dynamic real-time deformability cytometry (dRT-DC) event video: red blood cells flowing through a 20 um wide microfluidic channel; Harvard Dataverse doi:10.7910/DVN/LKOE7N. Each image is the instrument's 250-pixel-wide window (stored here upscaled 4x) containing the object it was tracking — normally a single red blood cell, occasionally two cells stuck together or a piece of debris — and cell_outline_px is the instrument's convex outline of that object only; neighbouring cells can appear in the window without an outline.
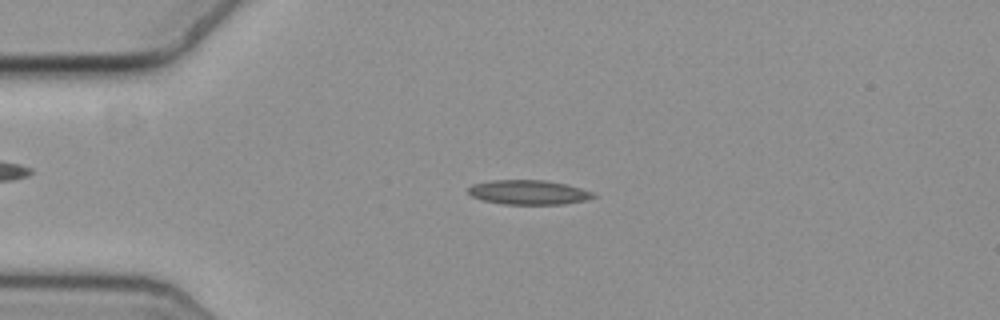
{"species": "common noctule bat (a hibernating species)", "species_latin": "Nyctalus noctula", "temperature_condition": "cold", "stored_images_in_passage": 56, "camera_frame_rate_fps": 3000, "um_per_image_px": 0.085, "animal": {"sex": "female", "body_mass_g": 19.3, "forearm_length_mm": 54.1}, "frame": {"image": 1, "passage_image": 13, "time_ms": 4.0, "image_size_px": [1000, 320], "cell_outline_px": [[596, 196], [584, 200], [564, 204], [504, 204], [484, 200], [472, 196], [468, 192], [468, 188], [472, 184], [488, 180], [544, 180], [564, 184], [580, 188], [592, 192]], "centroid_in_image_um": [44.88, 16.34], "position_along_channel_um": 40.1, "area_um2": 17.63}}
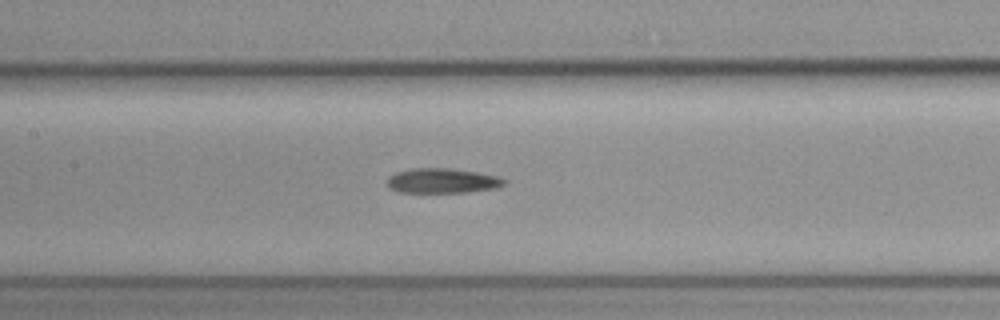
{"frame": {"image": 2, "passage_image": 26, "time_ms": 8.333, "image_size_px": [1000, 320], "cell_outline_px": [[508, 180], [504, 184], [496, 188], [464, 192], [400, 192], [388, 188], [388, 176], [396, 172], [408, 168], [448, 168], [476, 172], [496, 176]], "centroid_in_image_um": [37.56, 15.36], "position_along_channel_um": 169.8, "area_um2": 16.88}}
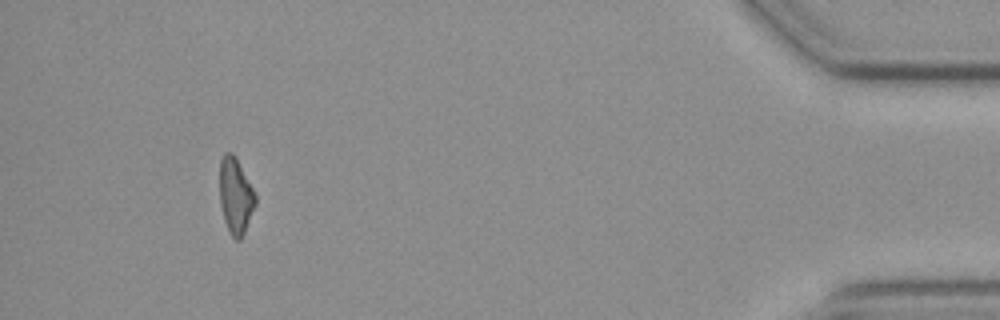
{"frame": {"image": 3, "passage_image": 52, "time_ms": 17.0, "image_size_px": [1000, 320], "cell_outline_px": [[256, 204], [244, 232], [240, 240], [236, 240], [228, 232], [224, 220], [220, 204], [220, 160], [224, 152], [232, 152], [236, 156], [256, 192]], "centroid_in_image_um": [20.03, 16.61], "position_along_channel_um": 415.2, "area_um2": 16.07}}